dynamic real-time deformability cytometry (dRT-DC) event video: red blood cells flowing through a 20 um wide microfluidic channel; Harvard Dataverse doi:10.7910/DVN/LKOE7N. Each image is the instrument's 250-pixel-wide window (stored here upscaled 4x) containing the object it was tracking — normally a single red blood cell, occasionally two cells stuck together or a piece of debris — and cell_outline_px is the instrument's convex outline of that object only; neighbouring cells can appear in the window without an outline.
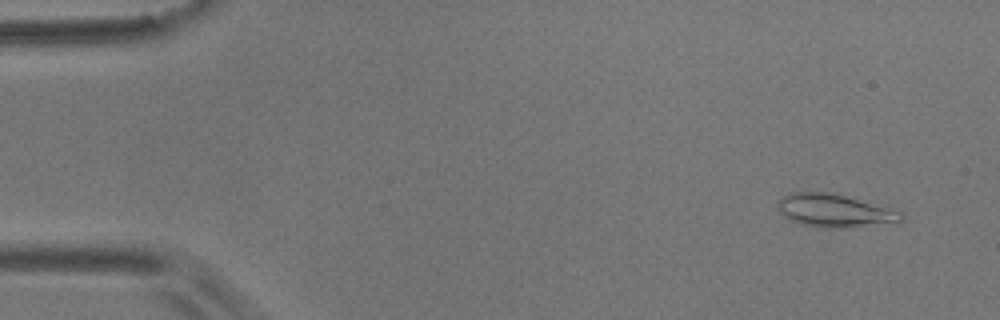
{"species": "common noctule bat (a hibernating species)", "species_latin": "Nyctalus noctula", "temperature_condition": "room temperature", "stored_images_in_passage": 9, "camera_frame_rate_fps": 3000, "um_per_image_px": 0.085, "animal": {"sex": "male", "body_mass_g": 17.9}, "frame": {"image": 1, "passage_image": 1, "time_ms": 0.0, "image_size_px": [1000, 320], "cell_outline_px": [[904, 220], [900, 224], [840, 228], [824, 228], [804, 224], [788, 220], [776, 208], [776, 204], [780, 196], [788, 192], [832, 192], [904, 212]], "centroid_in_image_um": [70.98, 17.92], "position_along_channel_um": 14.0, "area_um2": 24.51}}
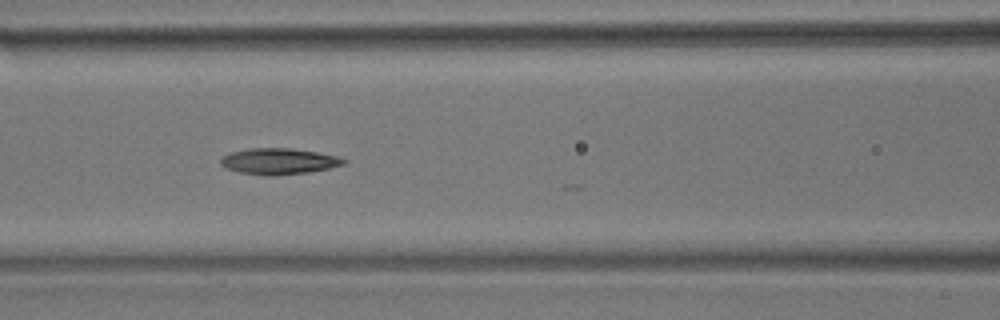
{"frame": {"image": 2, "passage_image": 7, "time_ms": 2.0, "image_size_px": [1000, 320], "cell_outline_px": [[348, 160], [344, 164], [328, 168], [308, 172], [276, 176], [264, 176], [240, 172], [224, 168], [220, 164], [220, 160], [224, 156], [232, 152], [248, 148], [292, 148], [316, 152], [336, 156]], "centroid_in_image_um": [23.67, 13.72], "position_along_channel_um": 142.9, "area_um2": 18.73}}
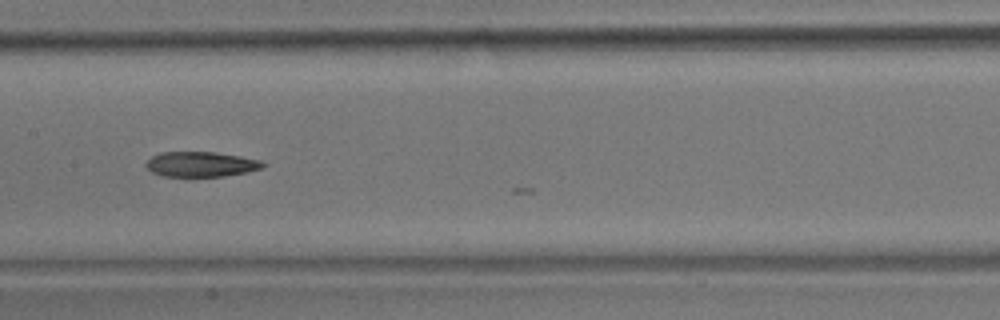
{"frame": {"image": 3, "passage_image": 8, "time_ms": 2.333, "image_size_px": [1000, 320], "cell_outline_px": [[268, 164], [264, 168], [248, 172], [224, 176], [164, 176], [152, 172], [144, 164], [152, 156], [160, 152], [216, 152], [240, 156], [260, 160]], "centroid_in_image_um": [17.13, 13.95], "position_along_channel_um": 190.3, "area_um2": 17.17}}